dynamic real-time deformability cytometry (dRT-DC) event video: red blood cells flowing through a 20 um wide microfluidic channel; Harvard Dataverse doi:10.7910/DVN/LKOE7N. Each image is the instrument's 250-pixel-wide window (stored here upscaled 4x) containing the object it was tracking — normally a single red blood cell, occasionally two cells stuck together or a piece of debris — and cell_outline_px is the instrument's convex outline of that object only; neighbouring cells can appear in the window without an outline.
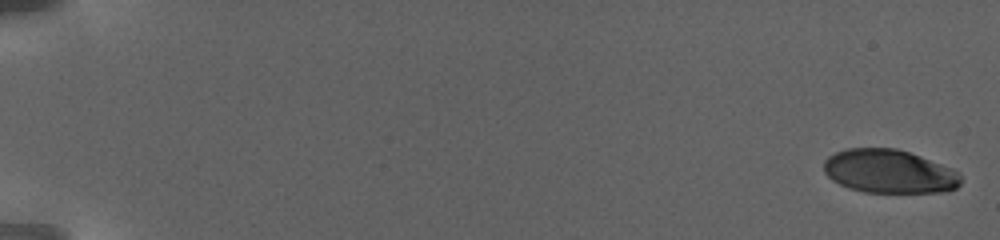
{"species": "human", "species_latin": "Homo sapiens", "temperature_condition": "warm", "stored_images_in_passage": 52, "camera_frame_rate_fps": 3000, "um_per_image_px": 0.085, "donor": {"sex": "female"}, "frame": {"image": 1, "passage_image": 1, "time_ms": 0.0, "image_size_px": [1000, 240], "cell_outline_px": [[960, 184], [956, 188], [944, 192], [864, 192], [848, 188], [832, 180], [824, 172], [824, 160], [828, 156], [836, 152], [848, 148], [896, 148], [920, 156], [940, 164], [956, 172], [960, 176]], "centroid_in_image_um": [75.53, 14.57], "position_along_channel_um": 9.5, "area_um2": 34.51}}
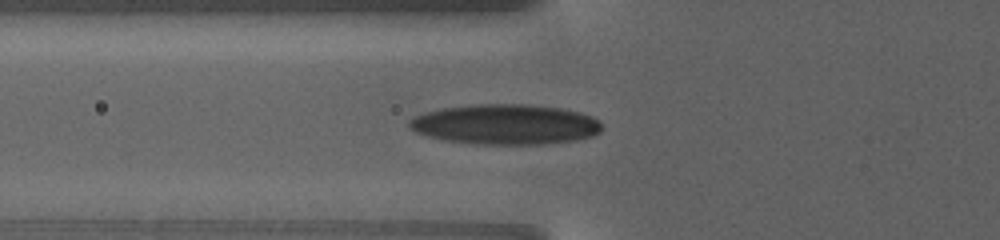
{"frame": {"image": 2, "passage_image": 21, "time_ms": 9.667, "image_size_px": [1000, 240], "cell_outline_px": [[600, 132], [592, 136], [576, 140], [544, 144], [476, 144], [444, 140], [428, 136], [416, 132], [408, 124], [408, 120], [416, 116], [428, 112], [444, 108], [476, 104], [528, 104], [560, 108], [580, 112], [592, 116], [600, 124]], "centroid_in_image_um": [42.97, 10.57], "position_along_channel_um": 82.8, "area_um2": 44.85}}
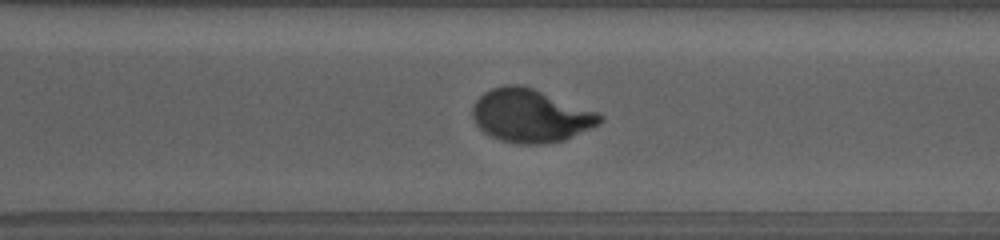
{"frame": {"image": 3, "passage_image": 38, "time_ms": 18.333, "image_size_px": [1000, 240], "cell_outline_px": [[604, 120], [564, 140], [544, 144], [520, 144], [500, 140], [484, 132], [476, 124], [472, 116], [472, 108], [476, 100], [484, 92], [492, 88], [504, 84], [520, 84], [532, 88], [596, 112], [604, 116]], "centroid_in_image_um": [45.04, 9.83], "position_along_channel_um": 325.6, "area_um2": 38.96}, "authors_computed_cell_mechanics": {"area_um2": 38.5815, "velocity_mm_per_s": 2.8003, "shape_relaxation_time_tau1_ms": 7.1125, "shape_relaxation_time_tau2_ms": null, "deformation_change_tau1": 0.2591, "deformation_change_tau2": null}}